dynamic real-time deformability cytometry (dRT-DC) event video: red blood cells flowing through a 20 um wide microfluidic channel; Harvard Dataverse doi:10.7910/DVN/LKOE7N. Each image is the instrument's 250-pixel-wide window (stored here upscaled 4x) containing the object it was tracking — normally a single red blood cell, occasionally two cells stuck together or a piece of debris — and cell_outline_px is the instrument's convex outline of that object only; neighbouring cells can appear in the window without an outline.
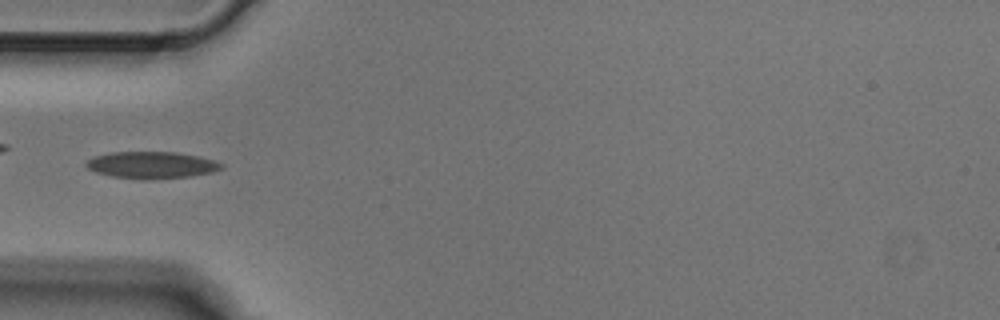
{"species": "Egyptian fruit bat (a non-hibernating species)", "species_latin": "Rousettus aegyptiacus", "temperature_condition": "cold", "stored_images_in_passage": 4, "camera_frame_rate_fps": 3000, "um_per_image_px": 0.085, "animal": {"sex": "male"}, "frame": {"image": 1, "passage_image": 3, "time_ms": 0.667, "image_size_px": [1000, 320], "cell_outline_px": [[224, 168], [212, 172], [188, 176], [144, 180], [112, 176], [96, 172], [88, 168], [84, 164], [92, 156], [112, 152], [176, 152], [216, 160], [224, 164]], "centroid_in_image_um": [12.88, 14.02], "position_along_channel_um": 72.1, "area_um2": 21.15}}
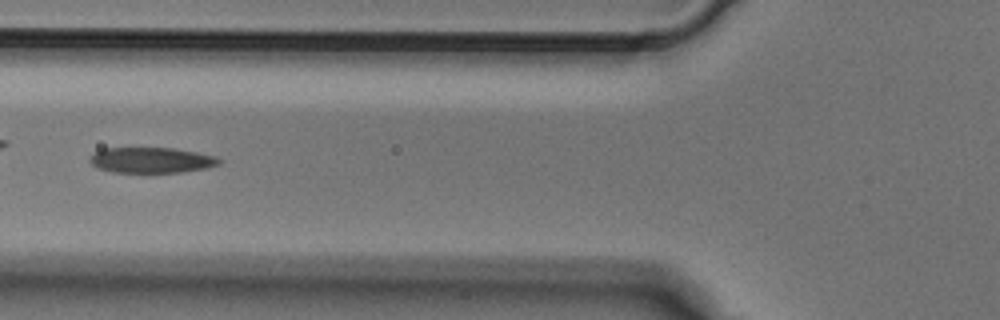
{"frame": {"image": 2, "passage_image": 4, "time_ms": 1.0, "image_size_px": [1000, 320], "cell_outline_px": [[224, 160], [220, 164], [208, 168], [180, 172], [112, 172], [96, 168], [88, 160], [96, 152], [104, 148], [176, 148], [216, 156]], "centroid_in_image_um": [12.91, 13.61], "position_along_channel_um": 112.9, "area_um2": 19.36}}